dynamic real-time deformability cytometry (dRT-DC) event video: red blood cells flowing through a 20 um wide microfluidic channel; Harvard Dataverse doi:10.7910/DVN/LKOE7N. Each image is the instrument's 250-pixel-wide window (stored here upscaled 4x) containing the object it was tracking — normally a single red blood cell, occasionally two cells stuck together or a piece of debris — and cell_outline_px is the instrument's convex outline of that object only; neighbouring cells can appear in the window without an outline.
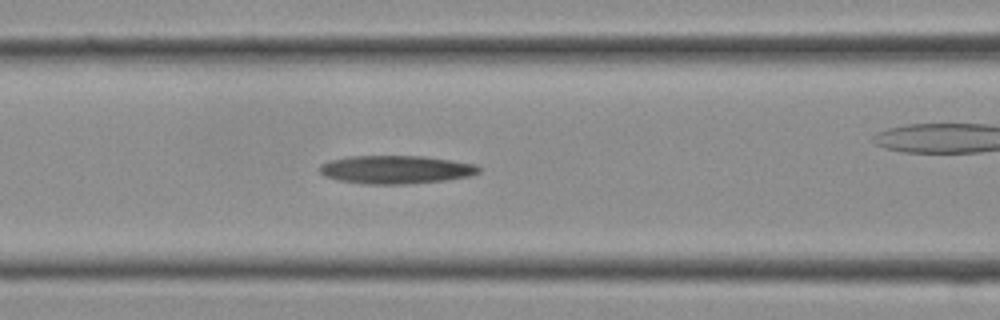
{"species": "Egyptian fruit bat (a non-hibernating species)", "species_latin": "Rousettus aegyptiacus", "temperature_condition": "cold", "stored_images_in_passage": 10, "camera_frame_rate_fps": 3000, "um_per_image_px": 0.085, "frame": {"image": 1, "passage_image": 5, "time_ms": 1.333, "image_size_px": [1000, 320], "cell_outline_px": [[480, 172], [472, 176], [448, 180], [408, 184], [364, 184], [336, 180], [324, 176], [320, 172], [320, 164], [328, 160], [348, 156], [424, 156], [476, 164], [480, 168]], "centroid_in_image_um": [33.64, 14.42], "position_along_channel_um": 133.0, "area_um2": 26.53}}
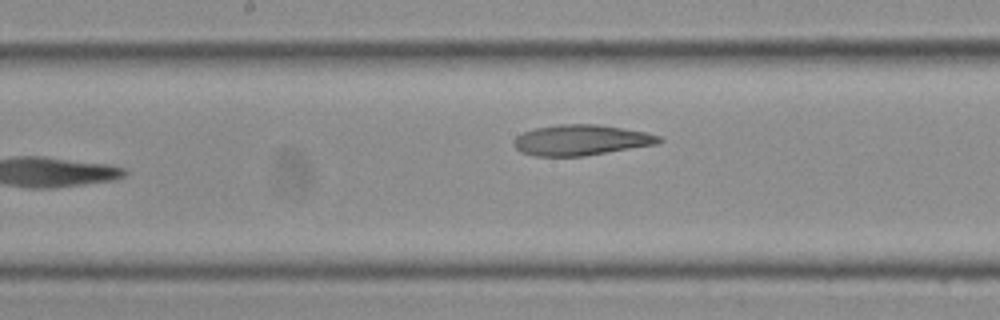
{"frame": {"image": 2, "passage_image": 10, "time_ms": 3.0, "image_size_px": [1000, 320], "cell_outline_px": [[664, 140], [660, 144], [584, 156], [536, 156], [520, 152], [512, 144], [512, 140], [516, 136], [524, 132], [536, 128], [560, 124], [596, 124], [644, 132], [660, 136]], "centroid_in_image_um": [49.39, 11.91], "position_along_channel_um": 198.8, "area_um2": 25.95}}